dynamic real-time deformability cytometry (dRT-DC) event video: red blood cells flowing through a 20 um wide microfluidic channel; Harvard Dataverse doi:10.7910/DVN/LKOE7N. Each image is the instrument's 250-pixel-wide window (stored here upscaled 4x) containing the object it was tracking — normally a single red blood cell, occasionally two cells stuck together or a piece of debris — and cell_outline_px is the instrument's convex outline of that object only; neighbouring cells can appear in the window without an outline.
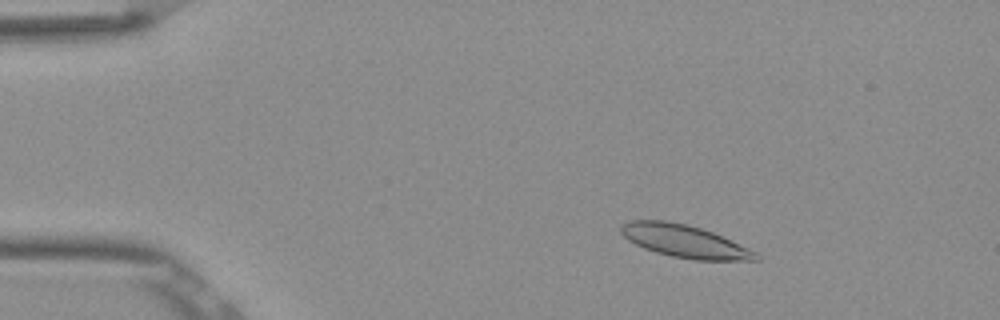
{"species": "Egyptian fruit bat (a non-hibernating species)", "species_latin": "Rousettus aegyptiacus", "temperature_condition": "room temperature", "stored_images_in_passage": 49, "camera_frame_rate_fps": 3000, "um_per_image_px": 0.085, "frame": {"image": 1, "passage_image": 5, "time_ms": 1.333, "image_size_px": [1000, 320], "cell_outline_px": [[760, 260], [692, 260], [672, 256], [656, 252], [644, 248], [628, 240], [620, 232], [620, 224], [628, 220], [668, 220], [688, 224], [712, 232], [756, 252], [760, 256]], "centroid_in_image_um": [58.14, 20.49], "position_along_channel_um": 26.9, "area_um2": 25.61}}
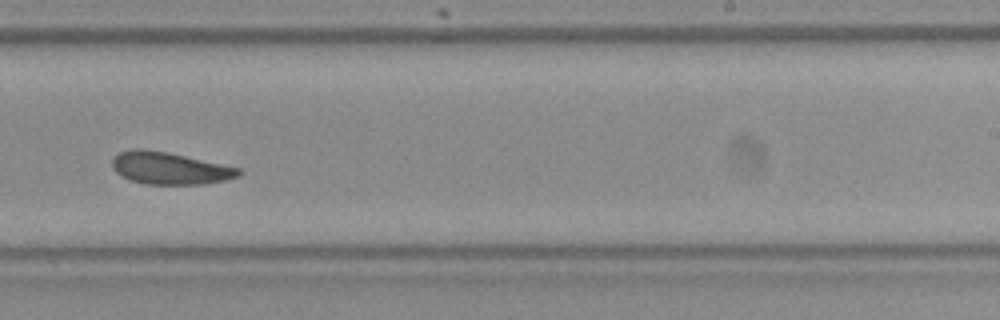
{"frame": {"image": 2, "passage_image": 30, "time_ms": 9.667, "image_size_px": [1000, 320], "cell_outline_px": [[244, 172], [240, 176], [224, 180], [204, 184], [144, 184], [132, 180], [116, 172], [112, 168], [112, 160], [120, 152], [132, 148], [140, 148], [168, 152], [240, 168]], "centroid_in_image_um": [14.45, 14.29], "position_along_channel_um": 274.6, "area_um2": 23.64}}
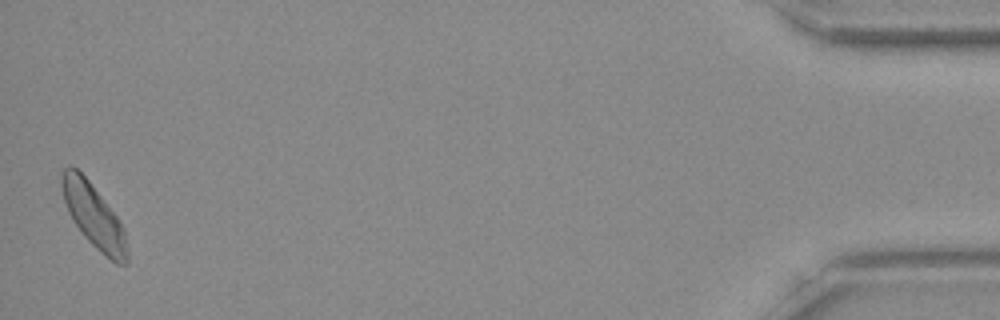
{"frame": {"image": 3, "passage_image": 49, "time_ms": 16.0, "image_size_px": [1000, 320], "cell_outline_px": [[128, 264], [116, 264], [100, 252], [84, 236], [72, 220], [68, 212], [64, 200], [60, 184], [60, 172], [68, 164], [72, 164], [88, 180], [116, 216], [124, 228], [128, 252]], "centroid_in_image_um": [7.94, 18.34], "position_along_channel_um": 427.3, "area_um2": 24.28}, "authors_computed_cell_mechanics": {"area_um2": 24.1604, "velocity_mm_per_s": 3.8116, "shape_relaxation_time_tau1_ms": 4.011, "shape_relaxation_time_tau2_ms": 2.4326, "deformation_change_tau1": 0.1085, "deformation_change_tau2": 0.0905}}